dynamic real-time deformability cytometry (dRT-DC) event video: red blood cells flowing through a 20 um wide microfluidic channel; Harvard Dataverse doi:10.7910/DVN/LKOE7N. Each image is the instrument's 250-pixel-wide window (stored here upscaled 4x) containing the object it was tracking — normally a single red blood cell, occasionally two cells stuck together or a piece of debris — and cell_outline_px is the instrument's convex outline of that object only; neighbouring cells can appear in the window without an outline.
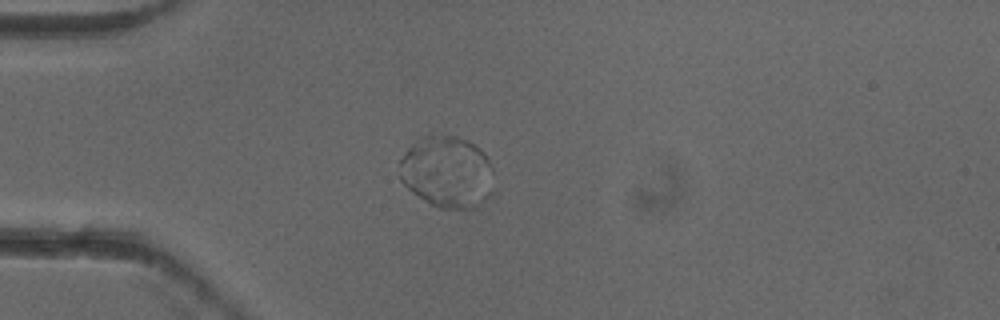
{"species": "common noctule bat (a hibernating species)", "species_latin": "Nyctalus noctula", "temperature_condition": "cold", "stored_images_in_passage": 5, "camera_frame_rate_fps": 3000, "um_per_image_px": 0.085, "animal": {"sex": "female"}, "frame": {"image": 1, "passage_image": 5, "time_ms": 1.333, "image_size_px": [1000, 320], "cell_outline_px": [[492, 196], [476, 208], [440, 208], [432, 204], [412, 192], [400, 180], [400, 160], [408, 148], [416, 140], [424, 136], [452, 136], [468, 140], [480, 148], [484, 152], [492, 168]], "centroid_in_image_um": [38.03, 14.63], "position_along_channel_um": 47.0, "area_um2": 39.36}}